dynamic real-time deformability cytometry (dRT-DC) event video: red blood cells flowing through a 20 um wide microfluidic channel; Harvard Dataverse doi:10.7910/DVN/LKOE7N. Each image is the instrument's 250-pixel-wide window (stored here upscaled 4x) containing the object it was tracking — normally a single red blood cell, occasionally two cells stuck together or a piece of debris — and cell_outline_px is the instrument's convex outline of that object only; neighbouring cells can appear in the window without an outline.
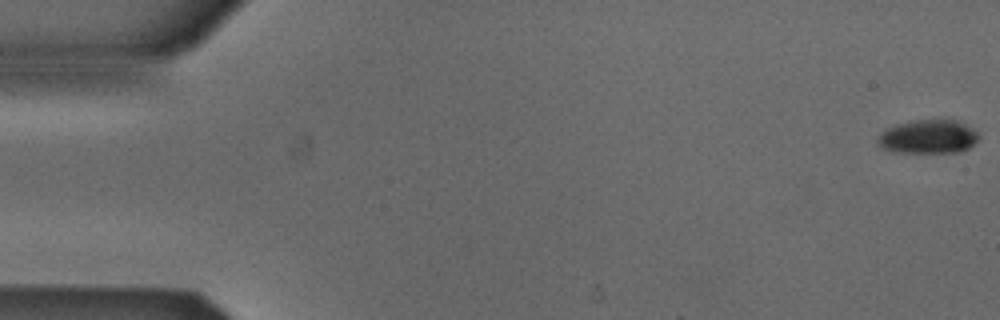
{"species": "Egyptian fruit bat (a non-hibernating species)", "species_latin": "Rousettus aegyptiacus", "temperature_condition": "cold", "stored_images_in_passage": 5, "camera_frame_rate_fps": 3000, "um_per_image_px": 0.085, "animal": {"sex": "male"}, "frame": {"image": 1, "passage_image": 1, "time_ms": 0.0, "image_size_px": [1000, 320], "cell_outline_px": [[980, 136], [968, 148], [960, 152], [900, 152], [884, 148], [876, 140], [888, 128], [896, 124], [912, 120], [956, 120], [972, 128]], "centroid_in_image_um": [78.93, 11.61], "position_along_channel_um": 6.1, "area_um2": 19.42}}
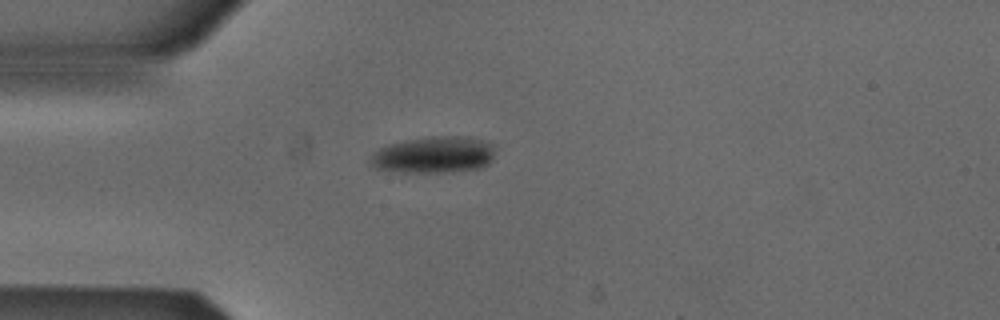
{"frame": {"image": 2, "passage_image": 5, "time_ms": 1.333, "image_size_px": [1000, 320], "cell_outline_px": [[492, 160], [488, 164], [480, 168], [452, 172], [400, 172], [376, 168], [368, 164], [368, 160], [372, 152], [388, 144], [404, 140], [432, 136], [460, 136], [488, 140], [492, 144]], "centroid_in_image_um": [36.83, 13.16], "position_along_channel_um": 48.2, "area_um2": 26.88}}